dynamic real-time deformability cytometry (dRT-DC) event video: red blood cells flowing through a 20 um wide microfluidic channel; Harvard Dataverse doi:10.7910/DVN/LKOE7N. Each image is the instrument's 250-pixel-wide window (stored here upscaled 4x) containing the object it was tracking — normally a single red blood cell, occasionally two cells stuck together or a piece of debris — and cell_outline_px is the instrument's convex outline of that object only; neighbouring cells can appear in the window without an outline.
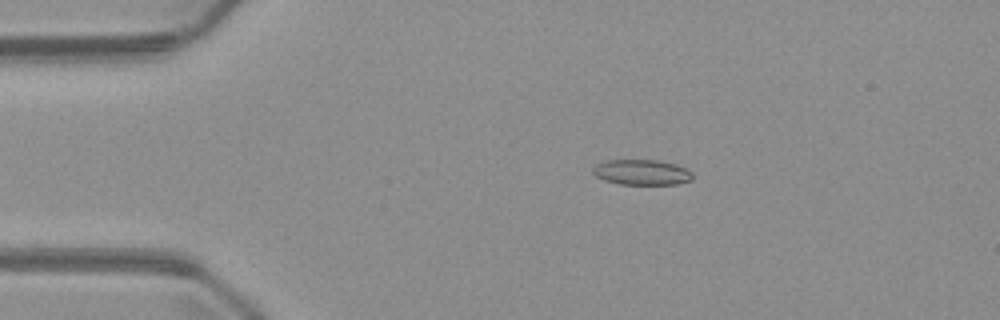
{"species": "common noctule bat (a hibernating species)", "species_latin": "Nyctalus noctula", "temperature_condition": "warm", "stored_images_in_passage": 3, "camera_frame_rate_fps": 3000, "um_per_image_px": 0.085, "animal": {"sex": "male", "body_mass_g": 23.1, "forearm_length_mm": 52.7}, "frame": {"image": 1, "passage_image": 1, "time_ms": 0.0, "image_size_px": [1000, 320], "cell_outline_px": [[692, 180], [676, 184], [620, 184], [604, 180], [596, 176], [592, 172], [592, 168], [596, 164], [604, 160], [660, 160], [676, 164], [688, 168], [692, 172]], "centroid_in_image_um": [54.56, 14.63], "position_along_channel_um": 30.4, "area_um2": 14.91}}
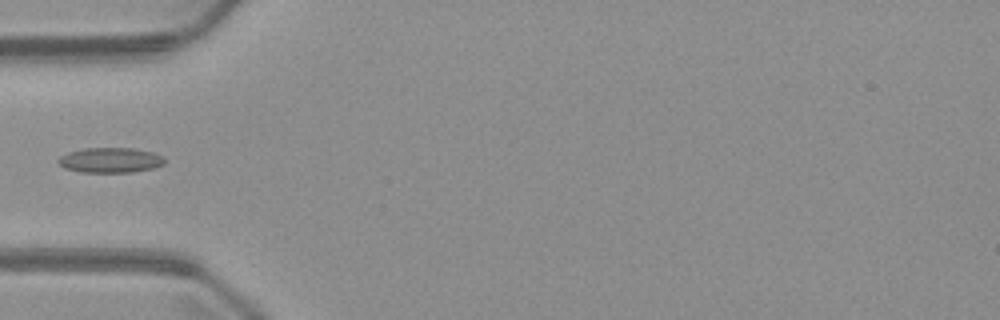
{"frame": {"image": 2, "passage_image": 3, "time_ms": 2.333, "image_size_px": [1000, 320], "cell_outline_px": [[168, 160], [164, 164], [156, 168], [132, 172], [80, 172], [64, 168], [56, 160], [60, 156], [68, 152], [84, 148], [132, 148], [152, 152], [164, 156]], "centroid_in_image_um": [9.42, 13.61], "position_along_channel_um": 75.6, "area_um2": 15.78}}